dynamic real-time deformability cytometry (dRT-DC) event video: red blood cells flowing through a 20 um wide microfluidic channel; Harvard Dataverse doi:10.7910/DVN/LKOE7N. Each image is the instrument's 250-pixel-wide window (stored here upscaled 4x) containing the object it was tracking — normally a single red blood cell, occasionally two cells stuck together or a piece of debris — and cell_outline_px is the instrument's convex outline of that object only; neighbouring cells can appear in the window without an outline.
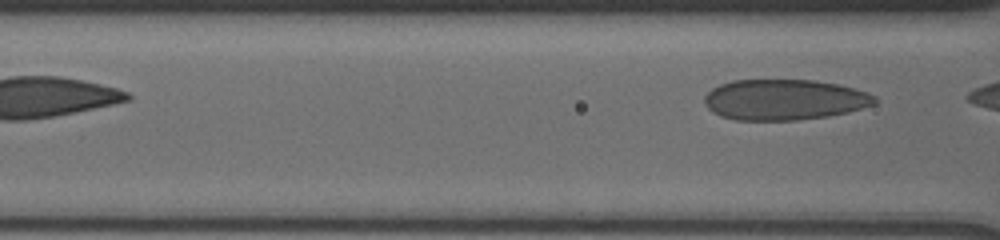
{"species": "human", "species_latin": "Homo sapiens", "temperature_condition": "cold", "stored_images_in_passage": 7, "segment_of_instrument_passage": [2, 2], "camera_frame_rate_fps": 3000, "um_per_image_px": 0.085, "donor": {"sex": "male"}, "frame": {"image": 1, "passage_image": 7, "time_ms": 3.667, "image_size_px": [1000, 240], "cell_outline_px": [[876, 104], [848, 112], [828, 116], [796, 120], [736, 120], [720, 116], [712, 112], [704, 104], [704, 96], [712, 88], [720, 84], [732, 80], [812, 80], [836, 84], [852, 88], [876, 96]], "centroid_in_image_um": [66.62, 8.48], "position_along_channel_um": 100.0, "area_um2": 40.34}}